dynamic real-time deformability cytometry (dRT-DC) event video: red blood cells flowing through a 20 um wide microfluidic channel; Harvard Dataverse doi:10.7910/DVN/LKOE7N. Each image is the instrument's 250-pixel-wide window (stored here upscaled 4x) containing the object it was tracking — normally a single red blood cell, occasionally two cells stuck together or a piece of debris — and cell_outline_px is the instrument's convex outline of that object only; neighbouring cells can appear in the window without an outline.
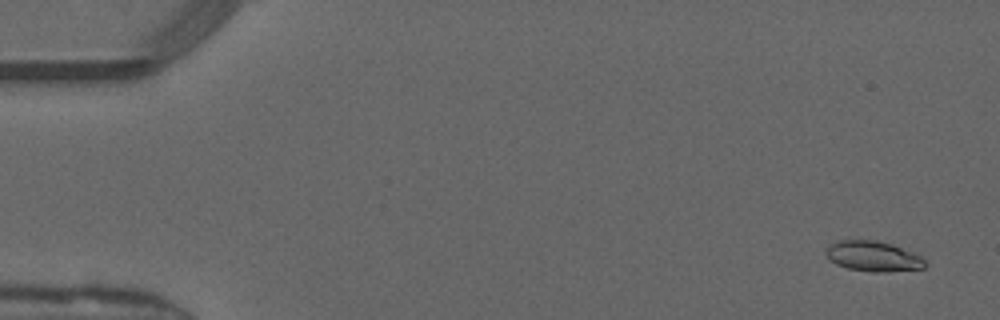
{"species": "common noctule bat (a hibernating species)", "species_latin": "Nyctalus noctula", "temperature_condition": "warm", "stored_images_in_passage": 51, "camera_frame_rate_fps": 3000, "um_per_image_px": 0.085, "animal": {"sex": "male", "forearm_length_mm": 52.5}, "frame": {"image": 1, "passage_image": 3, "time_ms": 0.667, "image_size_px": [1000, 320], "cell_outline_px": [[924, 268], [888, 272], [872, 272], [848, 268], [836, 264], [828, 260], [824, 252], [832, 244], [840, 240], [876, 240], [892, 244], [912, 252], [920, 256], [924, 260]], "centroid_in_image_um": [74.19, 21.79], "position_along_channel_um": 10.8, "area_um2": 17.4}}
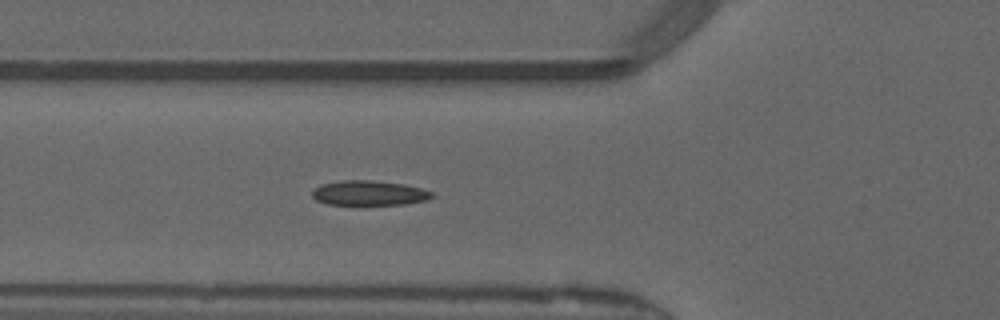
{"frame": {"image": 2, "passage_image": 19, "time_ms": 6.0, "image_size_px": [1000, 320], "cell_outline_px": [[432, 196], [428, 200], [404, 204], [328, 204], [316, 200], [312, 196], [312, 192], [320, 184], [340, 180], [372, 180], [404, 184], [420, 188], [432, 192]], "centroid_in_image_um": [31.35, 16.39], "position_along_channel_um": 94.4, "area_um2": 17.17}}
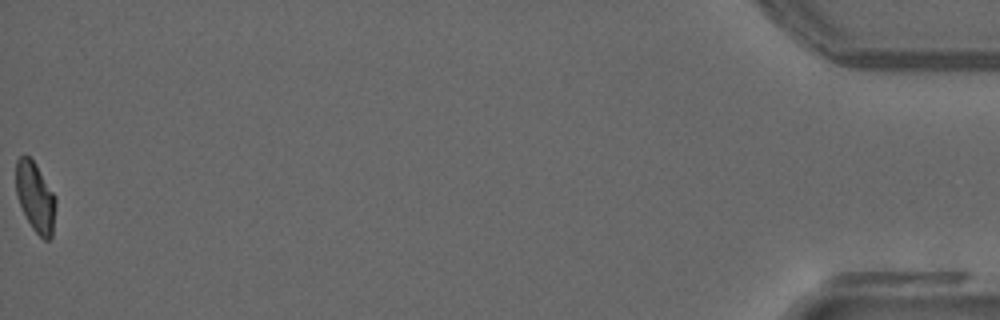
{"frame": {"image": 3, "passage_image": 51, "time_ms": 16.667, "image_size_px": [1000, 320], "cell_outline_px": [[56, 204], [52, 236], [48, 240], [44, 240], [32, 228], [20, 204], [16, 192], [16, 160], [20, 156], [28, 156], [36, 164], [56, 196]], "centroid_in_image_um": [3.02, 16.75], "position_along_channel_um": 432.2, "area_um2": 16.07}, "authors_computed_cell_mechanics": {"area_um2": 17.051, "velocity_mm_per_s": 4.1375, "shape_relaxation_time_tau1_ms": 8.5937, "shape_relaxation_time_tau2_ms": 1.7088, "deformation_change_tau1": 0.2321, "deformation_change_tau2": 0.0684}}